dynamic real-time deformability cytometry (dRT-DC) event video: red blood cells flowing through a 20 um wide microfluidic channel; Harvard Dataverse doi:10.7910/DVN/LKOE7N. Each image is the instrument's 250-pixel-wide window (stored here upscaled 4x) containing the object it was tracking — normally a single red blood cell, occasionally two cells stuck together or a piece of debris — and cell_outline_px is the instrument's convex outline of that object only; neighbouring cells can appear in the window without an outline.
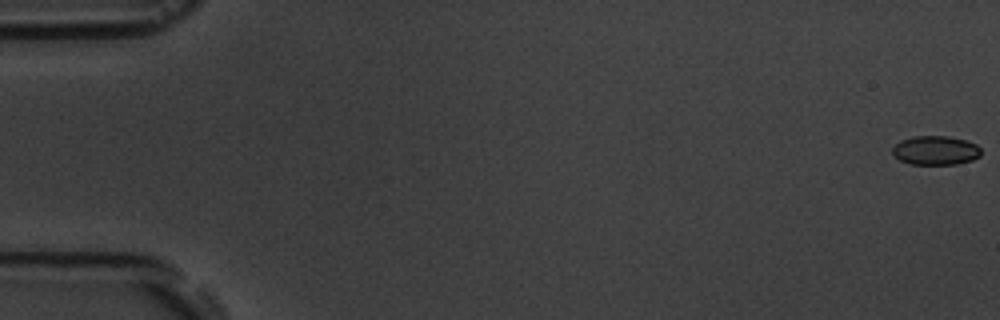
{"species": "common noctule bat (a hibernating species)", "species_latin": "Nyctalus noctula", "temperature_condition": "room temperature", "stored_images_in_passage": 4, "camera_frame_rate_fps": 3000, "um_per_image_px": 0.085, "animal": {"sex": "male", "body_mass_g": 19.5, "forearm_length_mm": 54.6}, "frame": {"image": 1, "passage_image": 1, "time_ms": 0.0, "image_size_px": [1000, 320], "cell_outline_px": [[980, 156], [972, 160], [956, 164], [912, 164], [900, 160], [892, 152], [892, 148], [900, 140], [912, 136], [948, 136], [964, 140], [976, 144], [980, 148]], "centroid_in_image_um": [79.52, 12.78], "position_along_channel_um": 5.5, "area_um2": 14.91}}